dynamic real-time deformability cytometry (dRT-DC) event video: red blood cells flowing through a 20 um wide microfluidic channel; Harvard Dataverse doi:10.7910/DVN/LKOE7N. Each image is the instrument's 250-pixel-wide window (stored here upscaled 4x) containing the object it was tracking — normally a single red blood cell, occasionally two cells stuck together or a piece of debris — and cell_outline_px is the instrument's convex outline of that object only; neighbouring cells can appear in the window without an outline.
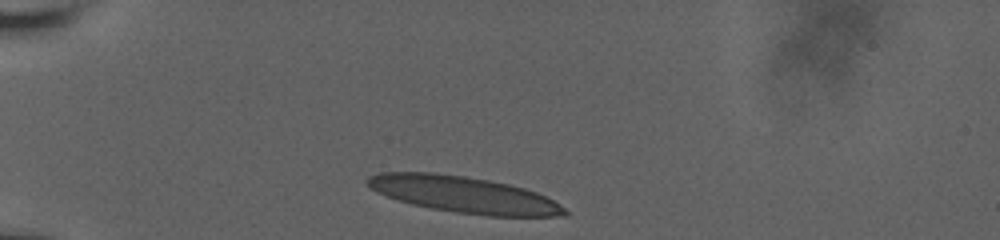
{"species": "human", "species_latin": "Homo sapiens", "temperature_condition": "room temperature", "stored_images_in_passage": 4, "camera_frame_rate_fps": 3000, "um_per_image_px": 0.085, "donor": {"sex": "male"}, "frame": {"image": 1, "passage_image": 1, "time_ms": 0.0, "image_size_px": [1000, 240], "cell_outline_px": [[568, 216], [488, 216], [456, 212], [428, 208], [412, 204], [376, 192], [364, 180], [368, 176], [380, 172], [436, 172], [464, 176], [488, 180], [508, 184], [524, 188], [536, 192], [560, 204], [568, 212]], "centroid_in_image_um": [39.41, 16.54], "position_along_channel_um": 45.6, "area_um2": 41.73}}
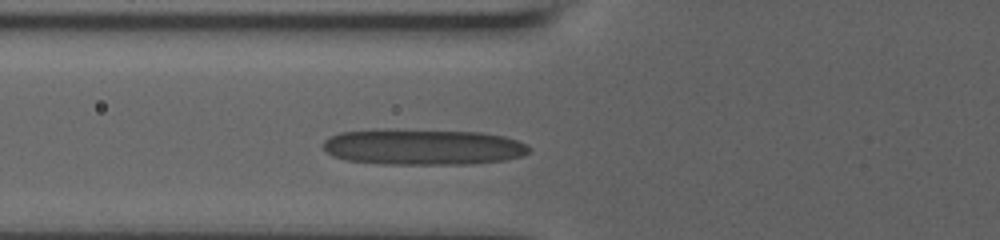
{"frame": {"image": 2, "passage_image": 4, "time_ms": 1.0, "image_size_px": [1000, 240], "cell_outline_px": [[532, 148], [528, 152], [520, 156], [504, 160], [472, 164], [380, 164], [344, 160], [332, 156], [320, 144], [324, 140], [340, 132], [480, 132], [504, 136], [528, 144]], "centroid_in_image_um": [36.0, 12.55], "position_along_channel_um": 89.8, "area_um2": 41.73}}